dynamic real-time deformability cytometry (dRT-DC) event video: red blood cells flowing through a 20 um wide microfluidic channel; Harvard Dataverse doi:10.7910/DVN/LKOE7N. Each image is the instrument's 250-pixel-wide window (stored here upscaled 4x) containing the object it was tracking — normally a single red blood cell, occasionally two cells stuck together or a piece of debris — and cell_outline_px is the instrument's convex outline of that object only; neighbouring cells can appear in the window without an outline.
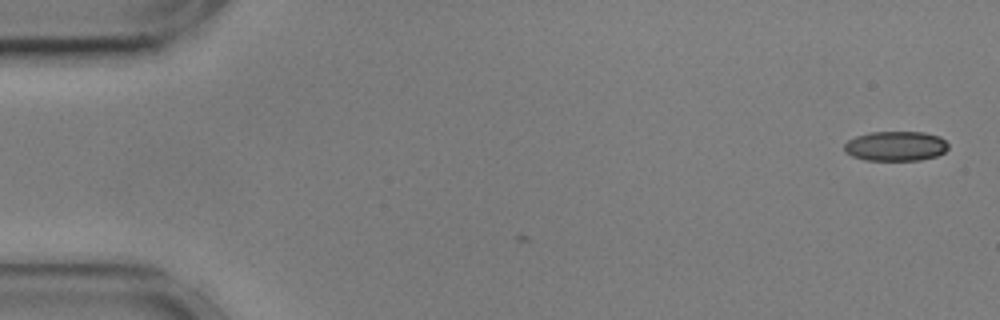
{"species": "common noctule bat (a hibernating species)", "species_latin": "Nyctalus noctula", "temperature_condition": "cold", "stored_images_in_passage": 3, "camera_frame_rate_fps": 3000, "um_per_image_px": 0.085, "animal": {"sex": "male", "body_mass_g": 17.9, "forearm_length_mm": 54.2}, "frame": {"image": 1, "passage_image": 1, "time_ms": 0.0, "image_size_px": [1000, 320], "cell_outline_px": [[948, 148], [944, 152], [936, 156], [920, 160], [864, 160], [852, 156], [844, 152], [844, 144], [848, 140], [856, 136], [872, 132], [924, 132], [940, 136], [948, 144]], "centroid_in_image_um": [76.12, 12.42], "position_along_channel_um": 8.9, "area_um2": 18.09}}